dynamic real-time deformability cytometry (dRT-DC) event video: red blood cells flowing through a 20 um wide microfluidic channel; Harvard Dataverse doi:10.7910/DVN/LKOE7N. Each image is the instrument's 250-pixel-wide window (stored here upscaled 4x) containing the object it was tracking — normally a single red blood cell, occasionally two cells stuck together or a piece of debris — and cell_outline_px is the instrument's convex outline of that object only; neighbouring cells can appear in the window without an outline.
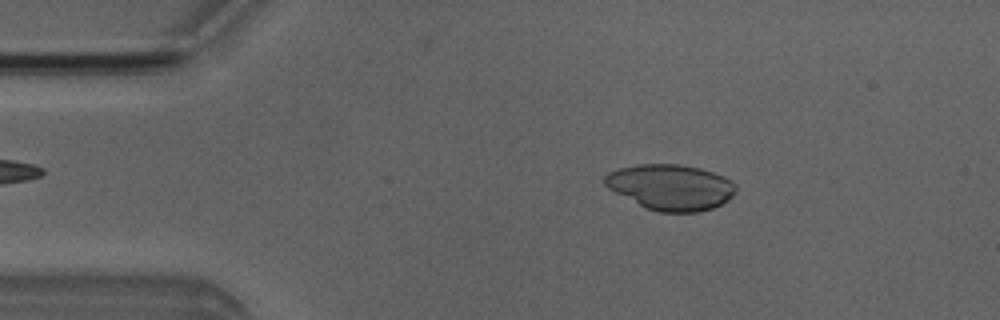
{"species": "Egyptian fruit bat (a non-hibernating species)", "species_latin": "Rousettus aegyptiacus", "temperature_condition": "room temperature", "stored_images_in_passage": 3, "camera_frame_rate_fps": 3000, "um_per_image_px": 0.085, "animal": {"sex": "male"}, "frame": {"image": 1, "passage_image": 2, "time_ms": 1.0, "image_size_px": [1000, 320], "cell_outline_px": [[736, 192], [728, 200], [712, 208], [696, 212], [660, 212], [644, 208], [608, 188], [604, 184], [604, 176], [608, 172], [620, 168], [636, 164], [680, 164], [700, 168], [724, 176], [732, 180], [736, 184]], "centroid_in_image_um": [57.01, 15.9], "position_along_channel_um": 28.0, "area_um2": 35.03}}